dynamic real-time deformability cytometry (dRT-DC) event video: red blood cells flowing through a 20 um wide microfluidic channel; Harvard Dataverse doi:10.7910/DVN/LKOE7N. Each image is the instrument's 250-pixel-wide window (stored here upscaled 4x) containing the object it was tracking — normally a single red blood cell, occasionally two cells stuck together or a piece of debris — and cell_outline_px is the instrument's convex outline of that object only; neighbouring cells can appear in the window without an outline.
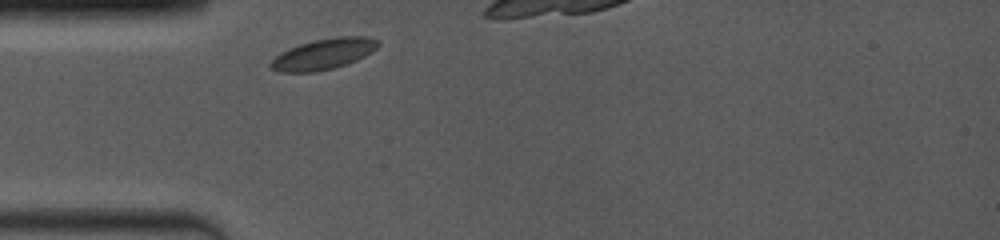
{"species": "common noctule bat (a hibernating species)", "species_latin": "Nyctalus noctula", "temperature_condition": "room temperature", "stored_images_in_passage": 7, "camera_frame_rate_fps": 4000, "um_per_image_px": 0.085, "animal": {"sex": "female", "body_mass_g": 19.0, "forearm_length_mm": 53.3}, "frame": {"image": 1, "passage_image": 1, "time_ms": 0.0, "image_size_px": [1000, 240], "cell_outline_px": [[380, 44], [376, 48], [364, 56], [356, 60], [332, 68], [316, 72], [280, 72], [272, 68], [268, 64], [280, 52], [288, 48], [300, 44], [316, 40], [336, 36], [368, 36], [380, 40]], "centroid_in_image_um": [27.5, 4.58], "position_along_channel_um": 57.5, "area_um2": 19.19}}
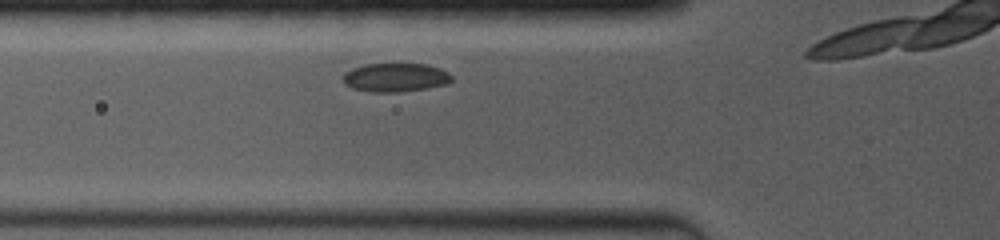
{"frame": {"image": 2, "passage_image": 4, "time_ms": 1.0, "image_size_px": [1000, 240], "cell_outline_px": [[452, 80], [448, 84], [428, 88], [400, 92], [372, 92], [352, 88], [344, 84], [344, 72], [352, 68], [364, 64], [428, 64], [440, 68], [448, 72], [452, 76]], "centroid_in_image_um": [33.63, 6.58], "position_along_channel_um": 92.2, "area_um2": 18.32}}